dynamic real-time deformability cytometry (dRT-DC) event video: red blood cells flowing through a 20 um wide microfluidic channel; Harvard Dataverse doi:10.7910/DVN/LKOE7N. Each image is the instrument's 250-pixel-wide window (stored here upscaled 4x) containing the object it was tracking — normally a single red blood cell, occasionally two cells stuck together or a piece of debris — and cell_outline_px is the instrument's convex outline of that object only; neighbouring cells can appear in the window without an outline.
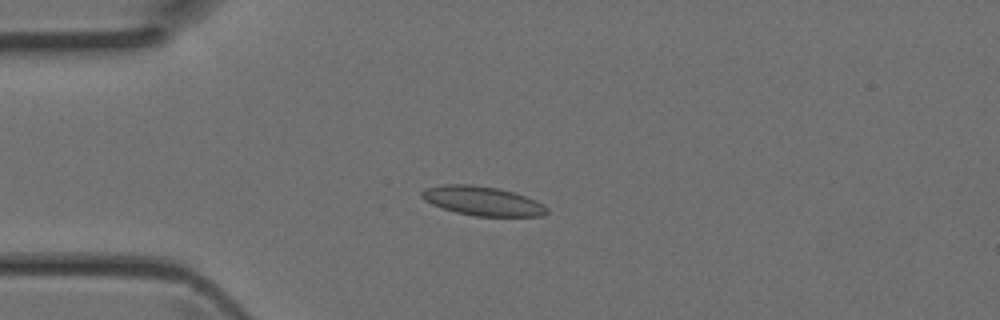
{"species": "Egyptian fruit bat (a non-hibernating species)", "species_latin": "Rousettus aegyptiacus", "temperature_condition": "room temperature", "stored_images_in_passage": 35, "camera_frame_rate_fps": 3000, "um_per_image_px": 0.085, "animal": {"sex": "female"}, "frame": {"image": 1, "passage_image": 3, "time_ms": 0.667, "image_size_px": [1000, 320], "cell_outline_px": [[548, 212], [544, 216], [476, 216], [456, 212], [432, 204], [424, 200], [420, 196], [420, 192], [424, 188], [440, 184], [472, 184], [500, 188], [536, 200], [544, 204], [548, 208]], "centroid_in_image_um": [41.0, 17.07], "position_along_channel_um": 44.0, "area_um2": 21.44}}
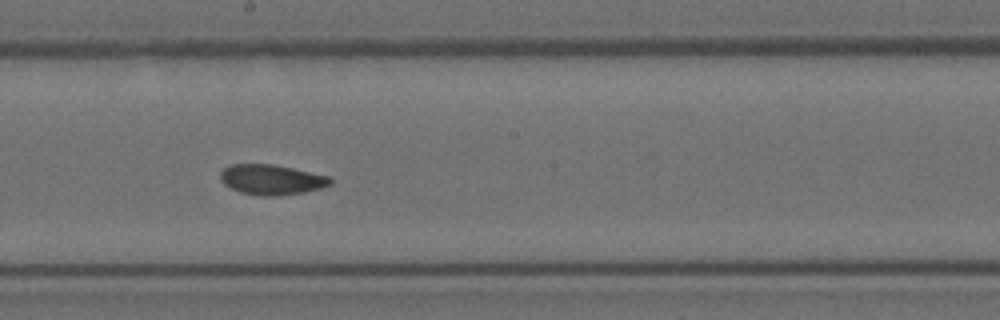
{"frame": {"image": 2, "passage_image": 16, "time_ms": 5.0, "image_size_px": [1000, 320], "cell_outline_px": [[332, 184], [320, 188], [304, 192], [276, 196], [260, 196], [240, 192], [224, 184], [220, 180], [220, 172], [224, 168], [232, 164], [272, 164], [292, 168], [328, 176], [332, 180]], "centroid_in_image_um": [23.06, 15.27], "position_along_channel_um": 225.1, "area_um2": 19.25}}
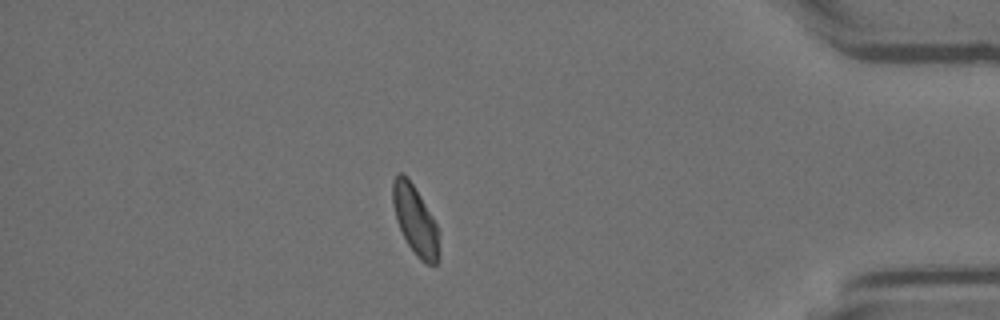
{"frame": {"image": 3, "passage_image": 30, "time_ms": 9.667, "image_size_px": [1000, 320], "cell_outline_px": [[440, 232], [436, 264], [428, 264], [420, 260], [416, 256], [408, 244], [396, 220], [392, 204], [392, 184], [396, 172], [404, 172], [420, 196], [432, 216]], "centroid_in_image_um": [35.27, 18.68], "position_along_channel_um": 399.9, "area_um2": 18.55}}